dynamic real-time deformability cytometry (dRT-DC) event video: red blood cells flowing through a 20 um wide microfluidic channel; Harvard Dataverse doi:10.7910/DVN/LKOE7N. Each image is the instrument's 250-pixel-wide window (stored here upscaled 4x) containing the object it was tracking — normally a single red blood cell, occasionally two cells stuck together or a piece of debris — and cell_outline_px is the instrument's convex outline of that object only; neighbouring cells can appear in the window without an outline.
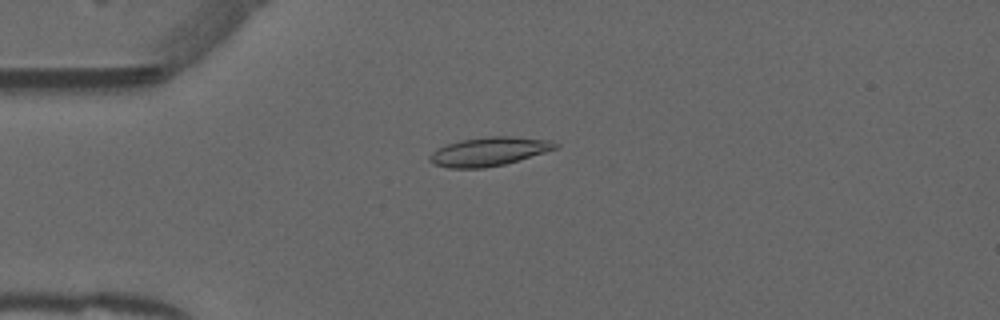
{"species": "common noctule bat (a hibernating species)", "species_latin": "Nyctalus noctula", "temperature_condition": "warm", "stored_images_in_passage": 42, "camera_frame_rate_fps": 3000, "um_per_image_px": 0.085, "animal": {"sex": "male", "forearm_length_mm": 52.5}, "frame": {"image": 1, "passage_image": 3, "time_ms": 0.667, "image_size_px": [1000, 320], "cell_outline_px": [[560, 144], [556, 148], [544, 152], [504, 164], [484, 168], [448, 168], [432, 164], [428, 160], [428, 156], [436, 148], [460, 140], [488, 136], [512, 136], [552, 140]], "centroid_in_image_um": [41.52, 12.87], "position_along_channel_um": 43.5, "area_um2": 21.1}}
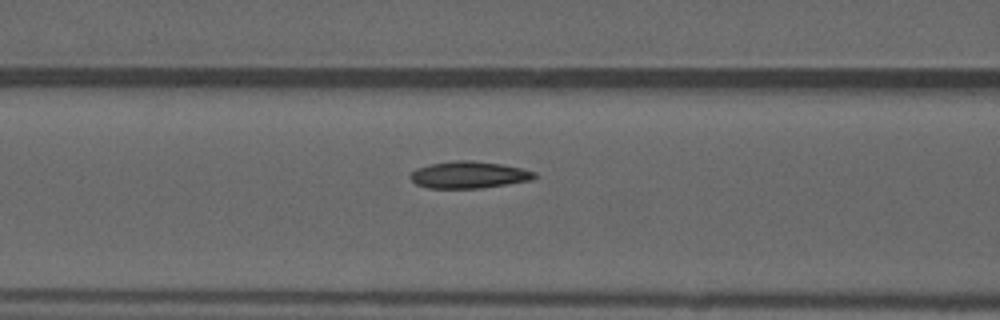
{"frame": {"image": 2, "passage_image": 11, "time_ms": 3.333, "image_size_px": [1000, 320], "cell_outline_px": [[536, 176], [532, 180], [480, 188], [428, 188], [416, 184], [408, 176], [416, 168], [432, 164], [456, 160], [472, 160], [500, 164], [520, 168], [536, 172]], "centroid_in_image_um": [39.83, 14.86], "position_along_channel_um": 126.8, "area_um2": 19.31}}
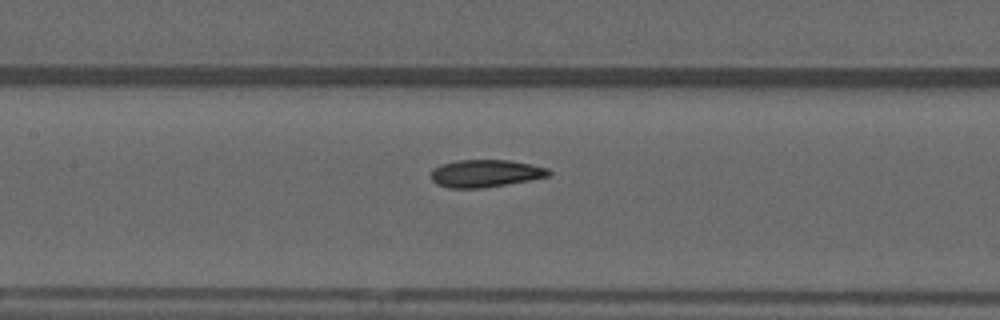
{"frame": {"image": 3, "passage_image": 14, "time_ms": 4.333, "image_size_px": [1000, 320], "cell_outline_px": [[552, 176], [532, 180], [508, 184], [480, 188], [448, 188], [436, 184], [432, 180], [432, 168], [440, 164], [456, 160], [508, 160], [532, 164], [548, 168], [552, 172]], "centroid_in_image_um": [41.29, 14.74], "position_along_channel_um": 166.1, "area_um2": 19.13}, "authors_computed_cell_mechanics": {"area_um2": 19.0162, "velocity_mm_per_s": 3.9398, "shape_relaxation_time_tau1_ms": 5.2573, "shape_relaxation_time_tau2_ms": 1.3549, "deformation_change_tau1": 0.1427, "deformation_change_tau2": 0.0747}}